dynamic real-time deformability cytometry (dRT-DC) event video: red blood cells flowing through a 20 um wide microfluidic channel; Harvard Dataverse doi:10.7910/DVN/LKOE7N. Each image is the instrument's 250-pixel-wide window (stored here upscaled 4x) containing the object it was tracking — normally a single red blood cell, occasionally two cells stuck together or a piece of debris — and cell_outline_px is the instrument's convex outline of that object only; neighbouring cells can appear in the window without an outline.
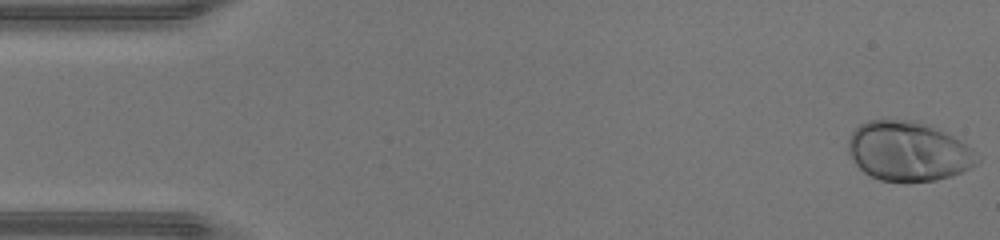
{"species": "human", "species_latin": "Homo sapiens", "temperature_condition": "warm", "stored_images_in_passage": 47, "camera_frame_rate_fps": 3000, "um_per_image_px": 0.085, "donor": {"sex": "male"}, "frame": {"image": 1, "passage_image": 1, "time_ms": 0.0, "image_size_px": [1000, 240], "cell_outline_px": [[980, 160], [976, 164], [952, 176], [936, 180], [904, 184], [880, 180], [864, 172], [848, 156], [848, 140], [852, 132], [860, 124], [868, 120], [916, 120], [944, 132], [952, 136], [972, 148]], "centroid_in_image_um": [77.17, 12.89], "position_along_channel_um": 7.8, "area_um2": 45.03}}
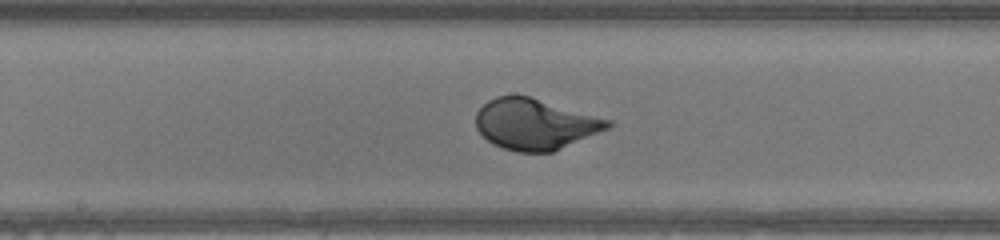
{"frame": {"image": 2, "passage_image": 24, "time_ms": 7.667, "image_size_px": [1000, 240], "cell_outline_px": [[612, 128], [552, 152], [516, 152], [492, 144], [476, 128], [476, 112], [488, 100], [496, 96], [528, 96], [612, 120]], "centroid_in_image_um": [45.51, 10.56], "position_along_channel_um": 202.7, "area_um2": 39.02}}
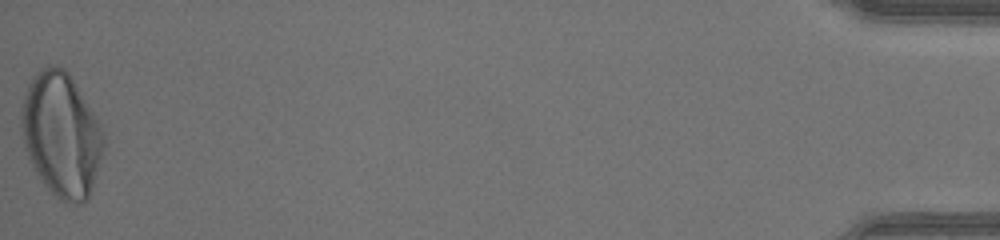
{"frame": {"image": 3, "passage_image": 47, "time_ms": 15.333, "image_size_px": [1000, 240], "cell_outline_px": [[104, 148], [88, 200], [80, 204], [72, 204], [60, 200], [40, 180], [28, 160], [24, 144], [20, 120], [20, 108], [28, 84], [32, 76], [36, 72], [48, 64], [64, 68], [68, 72], [104, 132]], "centroid_in_image_um": [5.18, 11.46], "position_along_channel_um": 430.0, "area_um2": 59.42}, "authors_computed_cell_mechanics": {"area_um2": 40.4022, "velocity_mm_per_s": 4.3907, "shape_relaxation_time_tau1_ms": 2.8613, "shape_relaxation_time_tau2_ms": null, "deformation_change_tau1": 0.1978, "deformation_change_tau2": null}}